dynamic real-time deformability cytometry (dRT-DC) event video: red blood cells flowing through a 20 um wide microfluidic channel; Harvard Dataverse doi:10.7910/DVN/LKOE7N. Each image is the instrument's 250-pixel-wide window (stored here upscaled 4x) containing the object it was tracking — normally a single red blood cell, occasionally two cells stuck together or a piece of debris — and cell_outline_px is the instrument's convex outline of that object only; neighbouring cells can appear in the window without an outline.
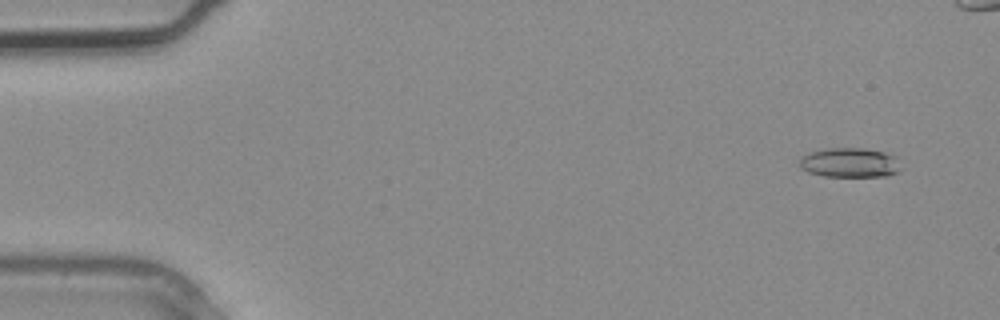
{"species": "common noctule bat (a hibernating species)", "species_latin": "Nyctalus noctula", "temperature_condition": "warm", "stored_images_in_passage": 4, "camera_frame_rate_fps": 3000, "um_per_image_px": 0.085, "animal": {"sex": "male", "body_mass_g": 20.4}, "frame": {"image": 1, "passage_image": 1, "time_ms": 0.0, "image_size_px": [1000, 320], "cell_outline_px": [[900, 168], [896, 172], [888, 176], [824, 176], [808, 172], [800, 168], [800, 160], [804, 156], [812, 152], [828, 148], [864, 148], [884, 152], [896, 156]], "centroid_in_image_um": [72.24, 13.83], "position_along_channel_um": 12.8, "area_um2": 17.28}}